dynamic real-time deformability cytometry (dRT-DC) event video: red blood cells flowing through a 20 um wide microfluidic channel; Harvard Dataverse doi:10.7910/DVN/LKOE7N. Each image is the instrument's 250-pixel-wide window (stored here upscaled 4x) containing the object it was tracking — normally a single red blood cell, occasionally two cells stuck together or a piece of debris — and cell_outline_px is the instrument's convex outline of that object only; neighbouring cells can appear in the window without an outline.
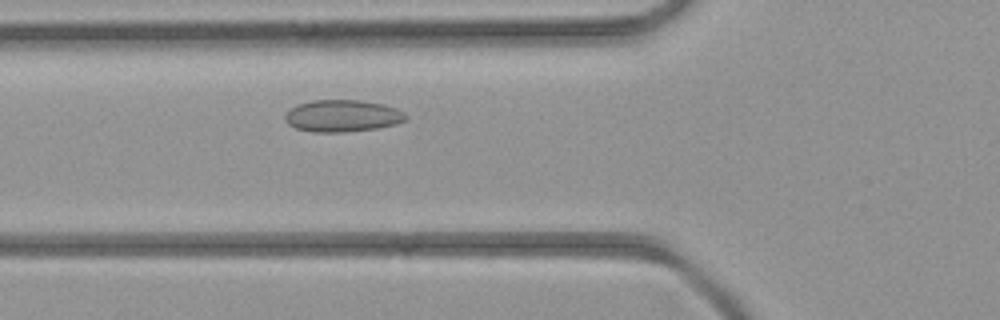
{"species": "common noctule bat (a hibernating species)", "species_latin": "Nyctalus noctula", "temperature_condition": "room temperature", "stored_images_in_passage": 4, "camera_frame_rate_fps": 3000, "um_per_image_px": 0.085, "animal": {"sex": "female", "body_mass_g": 21.9}, "frame": {"image": 1, "passage_image": 4, "time_ms": 3.667, "image_size_px": [1000, 320], "cell_outline_px": [[408, 116], [404, 120], [396, 124], [376, 128], [344, 132], [312, 132], [296, 128], [288, 124], [284, 120], [284, 116], [296, 104], [312, 100], [360, 100], [384, 104], [396, 108], [404, 112]], "centroid_in_image_um": [29.1, 9.84], "position_along_channel_um": 96.7, "area_um2": 22.54}}